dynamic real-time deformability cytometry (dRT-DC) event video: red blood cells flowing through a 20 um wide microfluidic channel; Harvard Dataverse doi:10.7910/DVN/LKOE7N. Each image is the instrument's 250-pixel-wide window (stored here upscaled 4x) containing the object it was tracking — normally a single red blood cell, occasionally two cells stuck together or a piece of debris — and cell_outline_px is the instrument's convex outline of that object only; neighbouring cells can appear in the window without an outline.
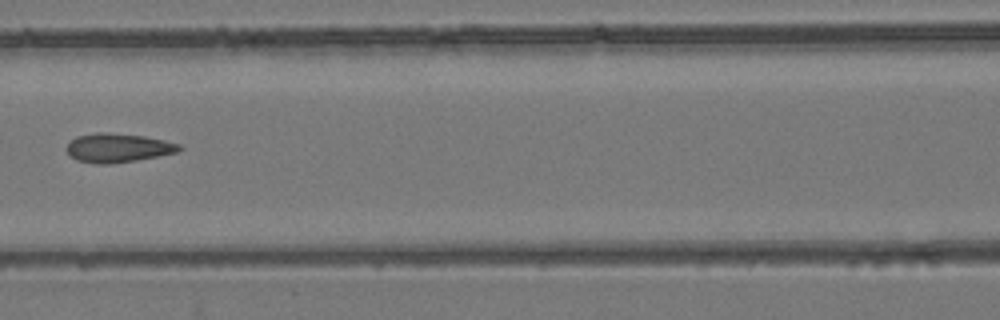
{"species": "common noctule bat (a hibernating species)", "species_latin": "Nyctalus noctula", "temperature_condition": "room temperature", "stored_images_in_passage": 5, "camera_frame_rate_fps": 3000, "um_per_image_px": 0.085, "animal": {"sex": "female", "body_mass_g": 24.6, "forearm_length_mm": 56.2}, "frame": {"image": 1, "passage_image": 5, "time_ms": 4.667, "image_size_px": [1000, 320], "cell_outline_px": [[184, 148], [176, 152], [136, 160], [108, 164], [96, 164], [76, 160], [64, 148], [76, 136], [96, 132], [104, 132], [144, 136], [164, 140], [180, 144]], "centroid_in_image_um": [10.0, 12.56], "position_along_channel_um": 156.6, "area_um2": 18.9}}